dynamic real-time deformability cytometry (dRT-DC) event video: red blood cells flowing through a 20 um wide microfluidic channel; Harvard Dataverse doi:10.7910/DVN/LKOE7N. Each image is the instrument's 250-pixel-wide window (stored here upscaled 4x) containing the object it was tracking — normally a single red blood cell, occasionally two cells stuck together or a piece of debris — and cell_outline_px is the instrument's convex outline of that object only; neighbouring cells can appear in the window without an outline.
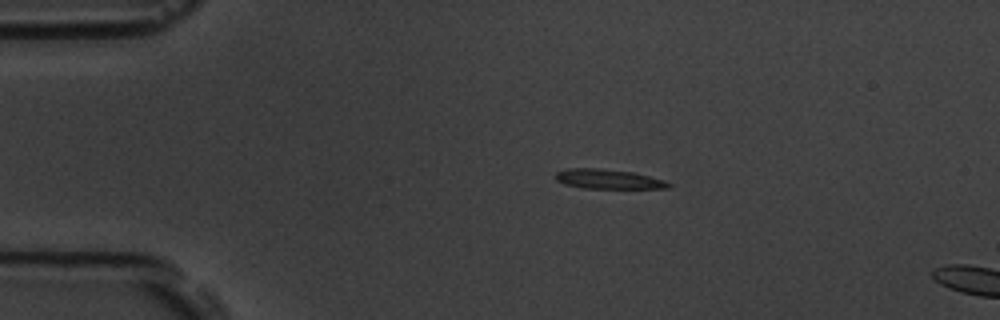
{"species": "common noctule bat (a hibernating species)", "species_latin": "Nyctalus noctula", "temperature_condition": "room temperature", "stored_images_in_passage": 5, "camera_frame_rate_fps": 3000, "um_per_image_px": 0.085, "animal": {"sex": "male", "body_mass_g": 19.5, "forearm_length_mm": 54.6}, "frame": {"image": 1, "passage_image": 1, "time_ms": 0.0, "image_size_px": [1000, 320], "cell_outline_px": [[672, 184], [668, 188], [584, 188], [564, 184], [556, 180], [556, 172], [568, 168], [600, 168], [632, 172], [664, 180]], "centroid_in_image_um": [51.67, 15.22], "position_along_channel_um": 33.3, "area_um2": 12.77}}